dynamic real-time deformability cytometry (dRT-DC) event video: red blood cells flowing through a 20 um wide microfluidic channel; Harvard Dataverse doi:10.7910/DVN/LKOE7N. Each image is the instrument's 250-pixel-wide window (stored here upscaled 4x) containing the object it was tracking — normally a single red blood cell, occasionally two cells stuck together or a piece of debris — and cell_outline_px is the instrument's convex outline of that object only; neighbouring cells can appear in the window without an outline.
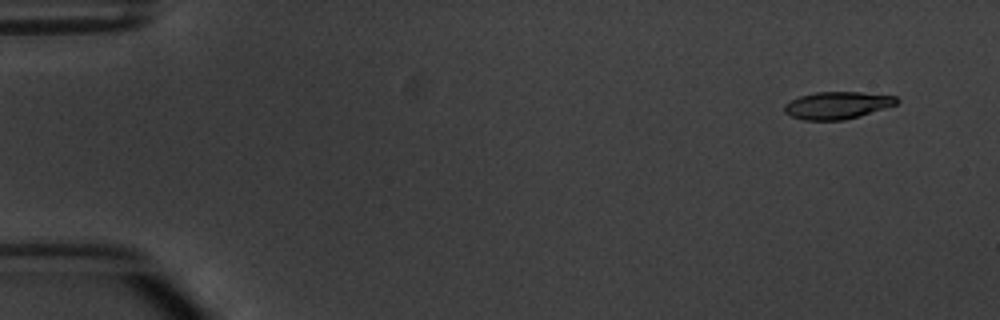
{"species": "common noctule bat (a hibernating species)", "species_latin": "Nyctalus noctula", "temperature_condition": "warm", "stored_images_in_passage": 4, "camera_frame_rate_fps": 3000, "um_per_image_px": 0.085, "animal": {"sex": "male", "body_mass_g": 20.1, "forearm_length_mm": 53.5}, "frame": {"image": 1, "passage_image": 1, "time_ms": 0.0, "image_size_px": [1000, 320], "cell_outline_px": [[900, 100], [896, 104], [884, 108], [844, 120], [804, 120], [792, 116], [784, 112], [784, 104], [800, 96], [816, 92], [860, 92], [896, 96]], "centroid_in_image_um": [71.15, 8.94], "position_along_channel_um": 13.8, "area_um2": 17.63}}
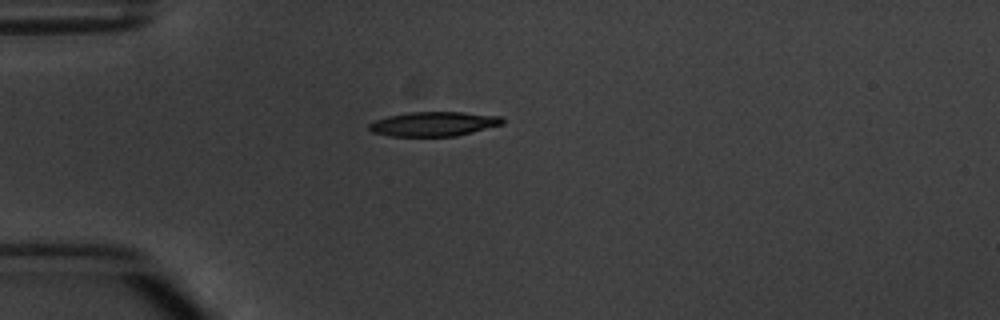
{"frame": {"image": 2, "passage_image": 4, "time_ms": 3.667, "image_size_px": [1000, 320], "cell_outline_px": [[504, 124], [456, 136], [388, 136], [372, 132], [368, 128], [368, 124], [376, 120], [388, 116], [408, 112], [464, 112], [500, 116], [504, 120]], "centroid_in_image_um": [36.86, 10.53], "position_along_channel_um": 48.1, "area_um2": 19.02}}